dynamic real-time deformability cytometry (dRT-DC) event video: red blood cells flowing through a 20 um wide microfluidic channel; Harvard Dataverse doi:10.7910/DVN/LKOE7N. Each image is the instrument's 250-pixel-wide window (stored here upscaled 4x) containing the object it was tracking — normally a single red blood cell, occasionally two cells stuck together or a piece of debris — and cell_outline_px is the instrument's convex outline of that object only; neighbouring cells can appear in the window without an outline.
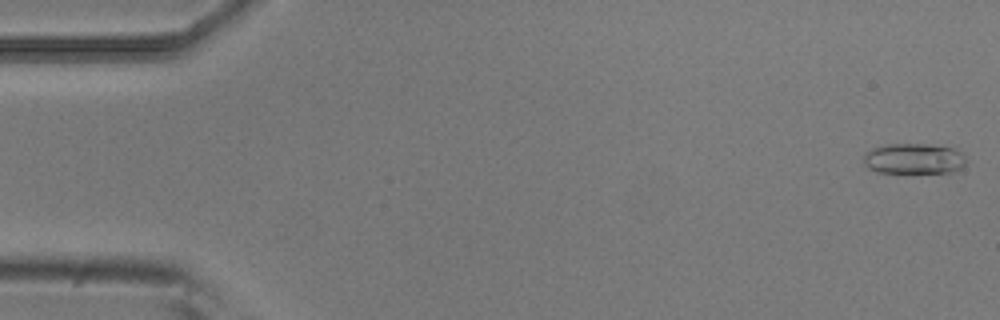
{"species": "common noctule bat (a hibernating species)", "species_latin": "Nyctalus noctula", "temperature_condition": "room temperature", "stored_images_in_passage": 5, "camera_frame_rate_fps": 3000, "um_per_image_px": 0.085, "animal": {"sex": "male", "body_mass_g": 20.5, "forearm_length_mm": 52.5}, "frame": {"image": 1, "passage_image": 1, "time_ms": 0.0, "image_size_px": [1000, 320], "cell_outline_px": [[964, 164], [960, 168], [948, 172], [876, 172], [868, 168], [864, 164], [864, 152], [872, 148], [888, 144], [928, 144], [956, 148], [964, 156]], "centroid_in_image_um": [77.63, 13.47], "position_along_channel_um": 7.4, "area_um2": 18.15}}
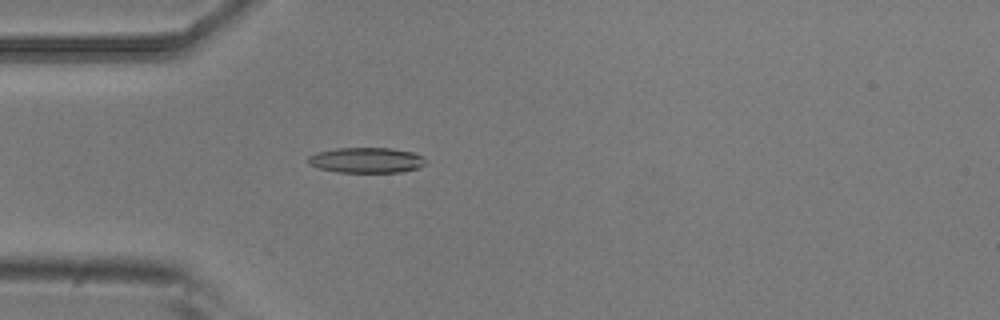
{"frame": {"image": 2, "passage_image": 5, "time_ms": 1.333, "image_size_px": [1000, 320], "cell_outline_px": [[428, 160], [424, 164], [416, 168], [400, 172], [340, 172], [320, 168], [308, 164], [308, 156], [316, 152], [336, 148], [392, 148], [412, 152]], "centroid_in_image_um": [31.12, 13.61], "position_along_channel_um": 53.9, "area_um2": 17.28}}